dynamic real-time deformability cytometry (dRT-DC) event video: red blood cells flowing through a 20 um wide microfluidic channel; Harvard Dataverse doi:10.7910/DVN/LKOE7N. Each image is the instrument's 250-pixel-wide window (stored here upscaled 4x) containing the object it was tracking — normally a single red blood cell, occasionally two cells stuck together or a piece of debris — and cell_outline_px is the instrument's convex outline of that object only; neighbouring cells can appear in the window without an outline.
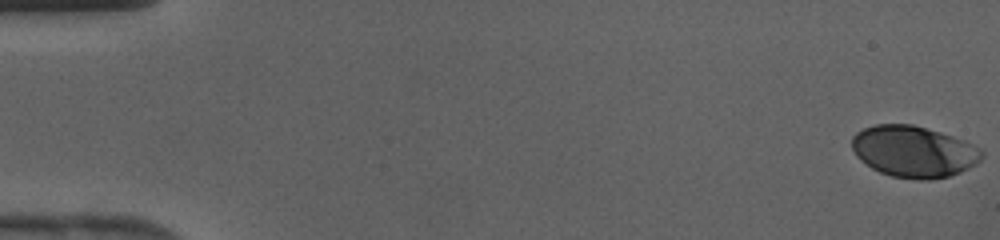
{"species": "human", "species_latin": "Homo sapiens", "temperature_condition": "cold", "stored_images_in_passage": 43, "camera_frame_rate_fps": 3000, "um_per_image_px": 0.085, "donor": {"sex": "female"}, "frame": {"image": 1, "passage_image": 1, "time_ms": 0.0, "image_size_px": [1000, 240], "cell_outline_px": [[984, 156], [976, 164], [960, 172], [948, 176], [928, 180], [920, 180], [892, 176], [880, 172], [872, 168], [860, 160], [856, 156], [852, 148], [852, 136], [856, 132], [864, 128], [876, 124], [912, 124], [940, 132], [964, 140], [980, 148], [984, 152]], "centroid_in_image_um": [77.66, 12.88], "position_along_channel_um": 7.3, "area_um2": 38.96}}
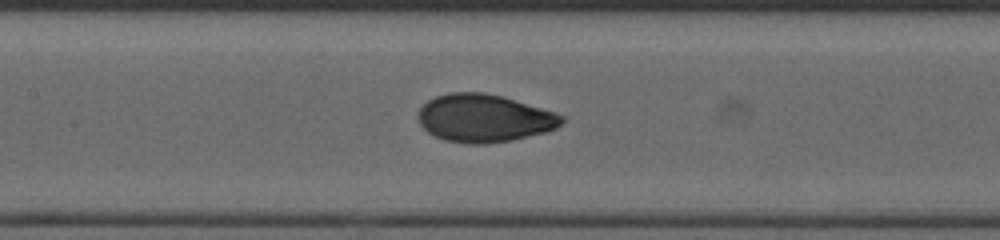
{"frame": {"image": 2, "passage_image": 21, "time_ms": 6.667, "image_size_px": [1000, 240], "cell_outline_px": [[564, 120], [556, 128], [548, 132], [512, 140], [484, 144], [468, 144], [444, 140], [428, 132], [420, 124], [416, 116], [420, 108], [428, 100], [436, 96], [452, 92], [484, 92], [500, 96], [556, 112], [564, 116]], "centroid_in_image_um": [41.15, 10.05], "position_along_channel_um": 166.3, "area_um2": 40.06}}
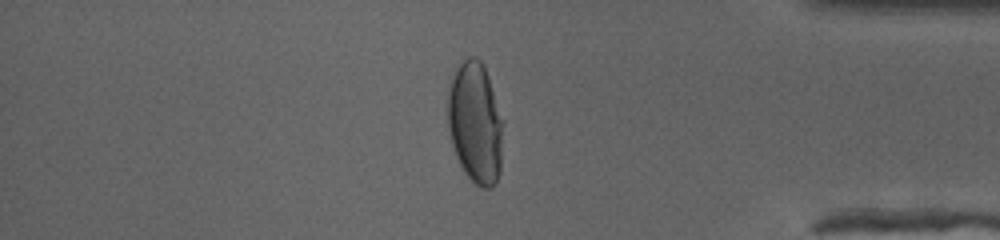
{"frame": {"image": 3, "passage_image": 37, "time_ms": 12.0, "image_size_px": [1000, 240], "cell_outline_px": [[504, 120], [500, 168], [496, 184], [488, 188], [480, 188], [464, 172], [456, 156], [452, 144], [448, 128], [448, 92], [452, 76], [460, 64], [468, 56], [476, 56], [480, 60], [488, 76]], "centroid_in_image_um": [40.42, 10.45], "position_along_channel_um": 394.8, "area_um2": 39.3}}